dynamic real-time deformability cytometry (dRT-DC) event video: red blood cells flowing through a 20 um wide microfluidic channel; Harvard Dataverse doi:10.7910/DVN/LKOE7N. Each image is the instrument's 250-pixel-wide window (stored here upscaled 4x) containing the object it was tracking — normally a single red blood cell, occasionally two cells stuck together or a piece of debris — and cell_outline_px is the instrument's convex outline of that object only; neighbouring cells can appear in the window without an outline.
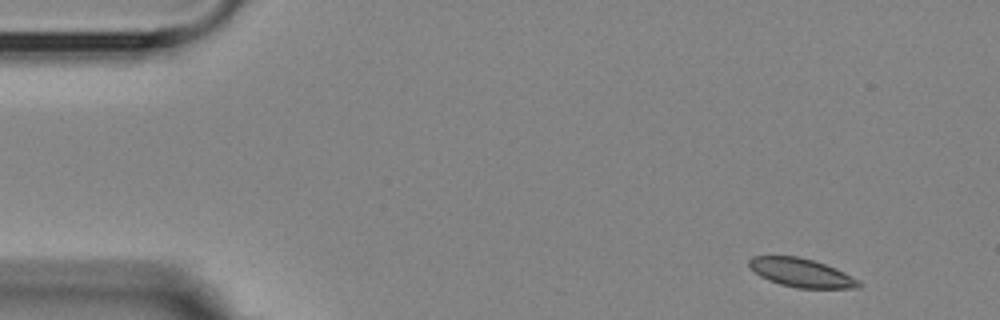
{"species": "Egyptian fruit bat (a non-hibernating species)", "species_latin": "Rousettus aegyptiacus", "temperature_condition": "room temperature", "stored_images_in_passage": 4, "camera_frame_rate_fps": 3000, "um_per_image_px": 0.085, "animal": {"sex": "female"}, "frame": {"image": 1, "passage_image": 1, "time_ms": 0.0, "image_size_px": [1000, 320], "cell_outline_px": [[860, 288], [796, 288], [780, 284], [768, 280], [760, 276], [748, 264], [748, 260], [752, 256], [796, 256], [812, 260], [836, 268], [860, 280]], "centroid_in_image_um": [68.12, 23.19], "position_along_channel_um": 16.9, "area_um2": 18.21}}
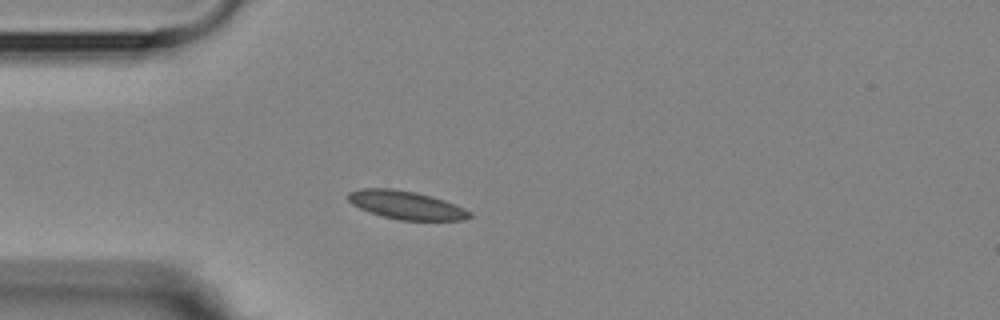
{"frame": {"image": 2, "passage_image": 3, "time_ms": 3.333, "image_size_px": [1000, 320], "cell_outline_px": [[472, 216], [464, 220], [400, 220], [368, 212], [352, 204], [348, 200], [348, 192], [360, 188], [392, 188], [416, 192], [432, 196], [444, 200], [464, 208], [472, 212]], "centroid_in_image_um": [34.52, 17.42], "position_along_channel_um": 50.5, "area_um2": 20.06}}